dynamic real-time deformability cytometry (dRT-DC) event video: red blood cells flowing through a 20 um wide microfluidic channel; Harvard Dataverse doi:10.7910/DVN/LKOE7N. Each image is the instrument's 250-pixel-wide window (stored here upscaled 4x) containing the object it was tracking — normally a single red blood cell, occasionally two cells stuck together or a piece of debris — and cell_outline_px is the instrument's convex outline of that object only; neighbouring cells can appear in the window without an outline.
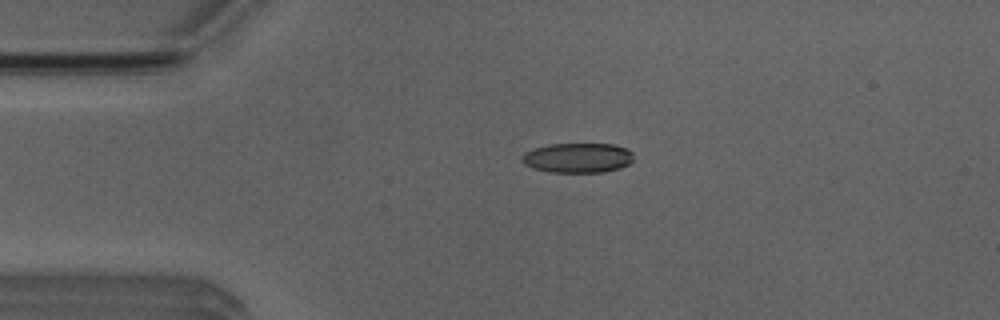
{"species": "Egyptian fruit bat (a non-hibernating species)", "species_latin": "Rousettus aegyptiacus", "temperature_condition": "room temperature", "stored_images_in_passage": 3, "camera_frame_rate_fps": 3000, "um_per_image_px": 0.085, "animal": {"sex": "male"}, "frame": {"image": 1, "passage_image": 2, "time_ms": 2.0, "image_size_px": [1000, 320], "cell_outline_px": [[632, 160], [628, 164], [620, 168], [604, 172], [548, 172], [532, 168], [524, 164], [520, 160], [520, 156], [524, 152], [532, 148], [548, 144], [616, 144], [628, 148], [632, 152]], "centroid_in_image_um": [49.06, 13.41], "position_along_channel_um": 35.9, "area_um2": 19.71}}